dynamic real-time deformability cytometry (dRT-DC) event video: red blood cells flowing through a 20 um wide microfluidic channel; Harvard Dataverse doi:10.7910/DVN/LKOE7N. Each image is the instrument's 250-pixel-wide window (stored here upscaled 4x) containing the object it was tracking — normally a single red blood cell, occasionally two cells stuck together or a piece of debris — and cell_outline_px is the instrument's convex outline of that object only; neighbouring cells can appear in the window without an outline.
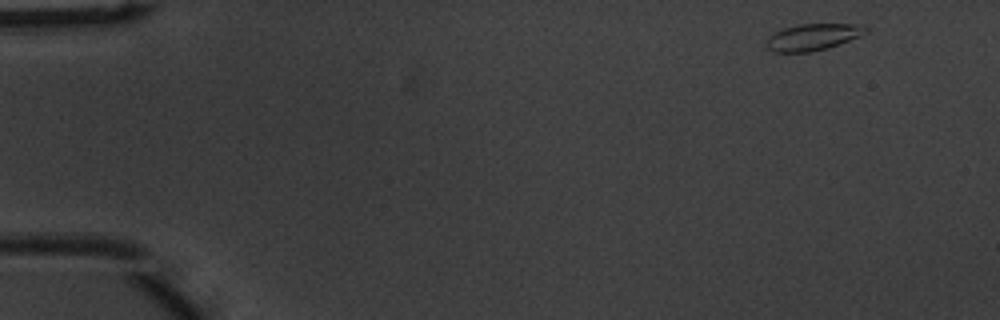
{"species": "common noctule bat (a hibernating species)", "species_latin": "Nyctalus noctula", "temperature_condition": "warm", "stored_images_in_passage": 48, "camera_frame_rate_fps": 3000, "um_per_image_px": 0.085, "animal": {"sex": "male", "body_mass_g": 20.1, "forearm_length_mm": 53.5}, "frame": {"image": 1, "passage_image": 1, "time_ms": 0.0, "image_size_px": [1000, 320], "cell_outline_px": [[872, 28], [868, 32], [860, 36], [828, 48], [812, 52], [772, 52], [764, 44], [764, 40], [768, 36], [784, 28], [800, 24], [864, 24]], "centroid_in_image_um": [69.12, 3.14], "position_along_channel_um": 15.9, "area_um2": 15.72}}
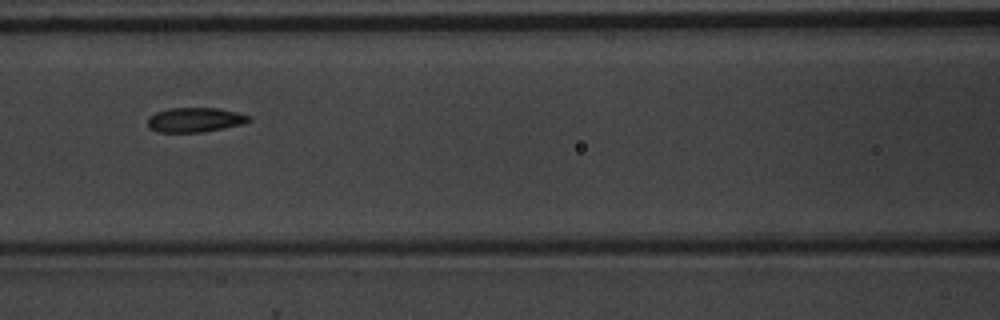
{"frame": {"image": 2, "passage_image": 20, "time_ms": 6.333, "image_size_px": [1000, 320], "cell_outline_px": [[252, 120], [244, 124], [204, 132], [156, 132], [148, 128], [148, 116], [156, 112], [168, 108], [220, 108], [252, 116]], "centroid_in_image_um": [16.58, 10.19], "position_along_channel_um": 150.0, "area_um2": 14.74}}
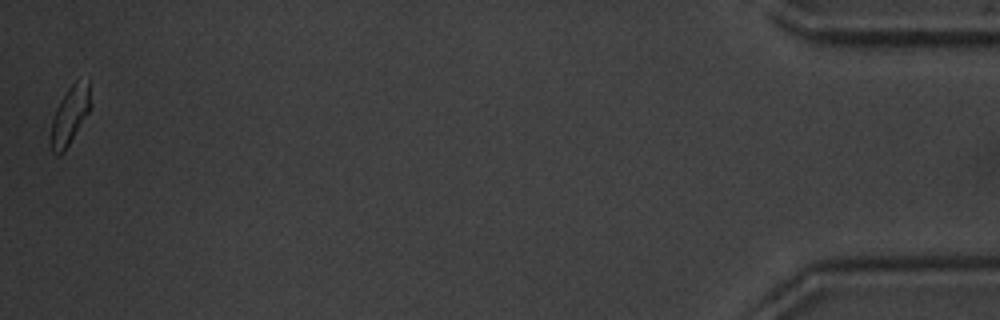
{"frame": {"image": 3, "passage_image": 48, "time_ms": 15.667, "image_size_px": [1000, 320], "cell_outline_px": [[92, 104], [88, 112], [64, 152], [56, 156], [52, 152], [48, 136], [52, 120], [56, 108], [60, 100], [68, 88], [76, 80], [88, 80]], "centroid_in_image_um": [5.9, 9.83], "position_along_channel_um": 429.3, "area_um2": 13.64}, "authors_computed_cell_mechanics": {"area_um2": 14.8546, "velocity_mm_per_s": 3.9439, "shape_relaxation_time_tau1_ms": 3.3629, "shape_relaxation_time_tau2_ms": 1.7148, "deformation_change_tau1": 0.1021, "deformation_change_tau2": 0.054}}